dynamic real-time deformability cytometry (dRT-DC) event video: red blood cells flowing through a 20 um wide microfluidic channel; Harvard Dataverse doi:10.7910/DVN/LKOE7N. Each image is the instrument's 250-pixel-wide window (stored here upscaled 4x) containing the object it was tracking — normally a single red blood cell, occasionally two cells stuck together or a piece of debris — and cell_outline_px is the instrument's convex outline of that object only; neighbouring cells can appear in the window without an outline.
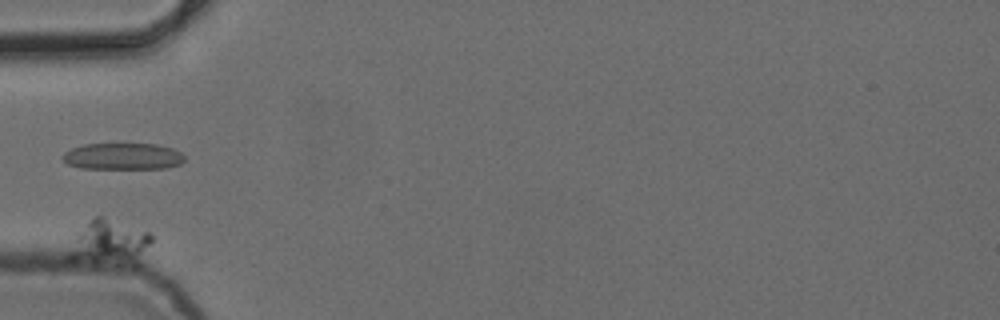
{"species": "common noctule bat (a hibernating species)", "species_latin": "Nyctalus noctula", "temperature_condition": "cold", "stored_images_in_passage": 13, "camera_frame_rate_fps": 3000, "um_per_image_px": 0.085, "animal": {"sex": "female", "body_mass_g": 24.6, "forearm_length_mm": 56.2}, "frame": {"image": 1, "passage_image": 4, "time_ms": 4.0, "image_size_px": [1000, 320], "cell_outline_px": [[152, 240], [140, 264], [132, 264], [68, 260], [68, 256], [80, 232], [96, 216], [104, 216], [152, 232]], "centroid_in_image_um": [9.43, 20.62], "position_along_channel_um": 75.6, "area_um2": 21.04}}
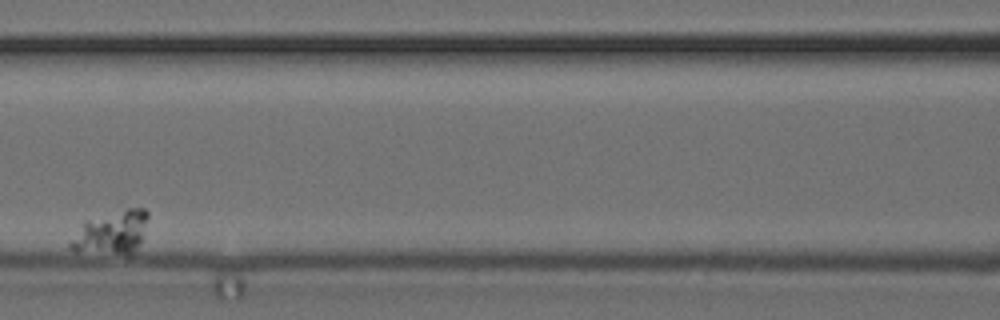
{"frame": {"image": 2, "passage_image": 7, "time_ms": 8.333, "image_size_px": [1000, 320], "cell_outline_px": [[148, 216], [140, 244], [128, 256], [76, 252], [68, 248], [68, 244], [80, 224], [84, 220], [128, 208], [144, 208], [148, 212]], "centroid_in_image_um": [9.43, 19.81], "position_along_channel_um": 157.2, "area_um2": 20.0}}
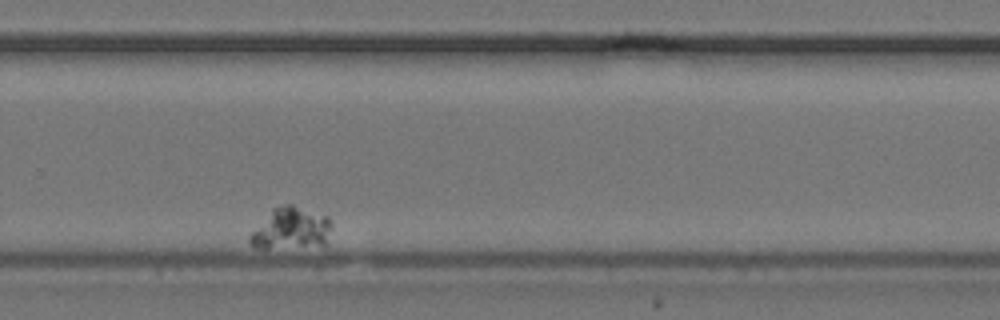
{"frame": {"image": 3, "passage_image": 12, "time_ms": 14.333, "image_size_px": [1000, 320], "cell_outline_px": [[332, 228], [324, 244], [268, 248], [256, 248], [248, 240], [248, 236], [272, 208], [284, 204], [292, 204], [328, 216], [332, 220]], "centroid_in_image_um": [24.73, 19.39], "position_along_channel_um": 305.1, "area_um2": 19.71}}